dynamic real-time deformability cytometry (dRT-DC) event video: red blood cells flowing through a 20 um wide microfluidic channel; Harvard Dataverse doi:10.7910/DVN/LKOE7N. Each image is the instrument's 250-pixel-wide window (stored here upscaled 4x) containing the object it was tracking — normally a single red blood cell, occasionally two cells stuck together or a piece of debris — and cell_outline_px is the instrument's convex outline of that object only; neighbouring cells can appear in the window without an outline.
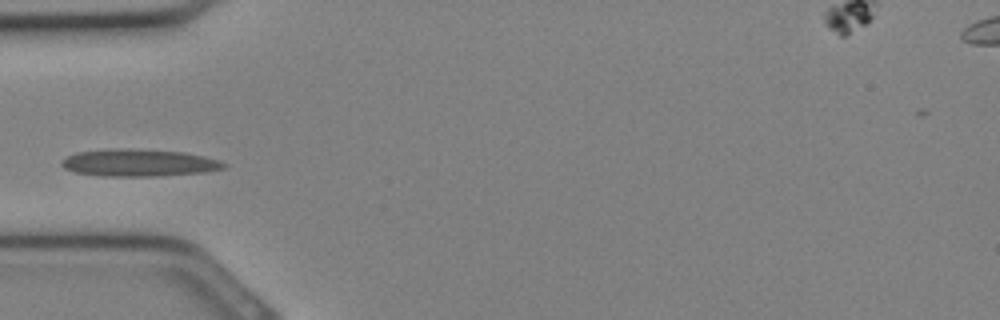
{"species": "Egyptian fruit bat (a non-hibernating species)", "species_latin": "Rousettus aegyptiacus", "temperature_condition": "cold", "stored_images_in_passage": 23, "camera_frame_rate_fps": 3000, "um_per_image_px": 0.085, "animal": {"sex": "female"}, "frame": {"image": 1, "passage_image": 11, "time_ms": 3.333, "image_size_px": [1000, 320], "cell_outline_px": [[228, 164], [224, 168], [208, 172], [160, 176], [104, 176], [76, 172], [64, 168], [60, 164], [60, 160], [76, 152], [116, 148], [124, 148], [184, 152], [204, 156]], "centroid_in_image_um": [11.8, 13.84], "position_along_channel_um": 73.2, "area_um2": 25.78}}
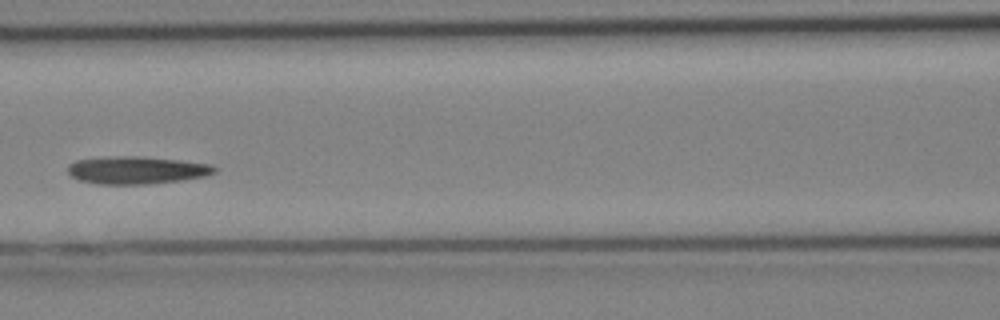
{"frame": {"image": 2, "passage_image": 15, "time_ms": 4.667, "image_size_px": [1000, 320], "cell_outline_px": [[216, 172], [204, 176], [180, 180], [148, 184], [96, 184], [80, 180], [72, 176], [68, 172], [68, 164], [76, 160], [112, 156], [144, 156], [180, 160], [212, 164], [216, 168]], "centroid_in_image_um": [11.61, 14.45], "position_along_channel_um": 155.0, "area_um2": 23.64}}
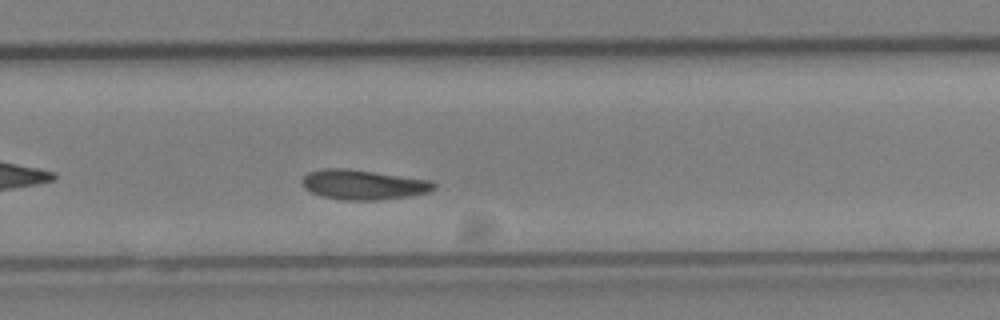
{"frame": {"image": 3, "passage_image": 22, "time_ms": 7.0, "image_size_px": [1000, 320], "cell_outline_px": [[436, 188], [428, 192], [408, 196], [376, 200], [344, 200], [324, 196], [312, 192], [304, 188], [300, 180], [308, 172], [324, 168], [348, 168], [432, 180], [436, 184]], "centroid_in_image_um": [30.88, 15.68], "position_along_channel_um": 298.9, "area_um2": 22.95}}